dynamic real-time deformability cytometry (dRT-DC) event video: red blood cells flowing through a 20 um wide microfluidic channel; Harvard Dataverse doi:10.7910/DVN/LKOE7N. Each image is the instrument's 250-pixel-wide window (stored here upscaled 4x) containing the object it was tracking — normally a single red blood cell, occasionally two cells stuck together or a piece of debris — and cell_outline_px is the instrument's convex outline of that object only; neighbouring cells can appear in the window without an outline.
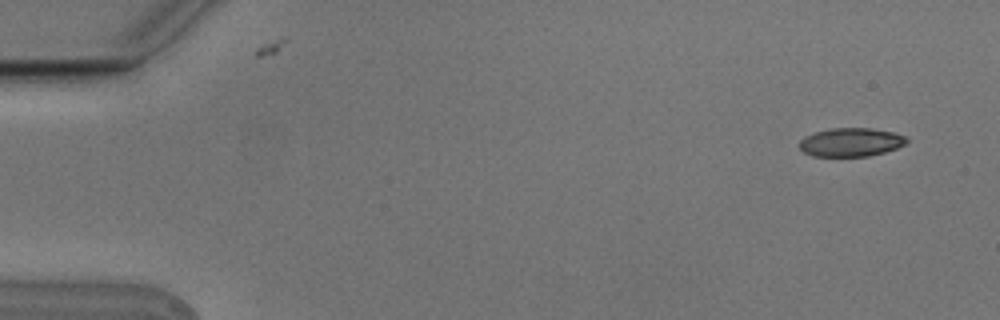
{"species": "Egyptian fruit bat (a non-hibernating species)", "species_latin": "Rousettus aegyptiacus", "temperature_condition": "cold", "stored_images_in_passage": 6, "camera_frame_rate_fps": 3000, "um_per_image_px": 0.085, "animal": {"sex": "male"}, "frame": {"image": 1, "passage_image": 1, "time_ms": 0.0, "image_size_px": [1000, 320], "cell_outline_px": [[908, 140], [904, 144], [896, 148], [884, 152], [868, 156], [812, 156], [804, 152], [800, 148], [800, 140], [804, 136], [816, 132], [832, 128], [872, 128], [892, 132], [904, 136]], "centroid_in_image_um": [72.3, 12.09], "position_along_channel_um": 12.7, "area_um2": 17.69}}
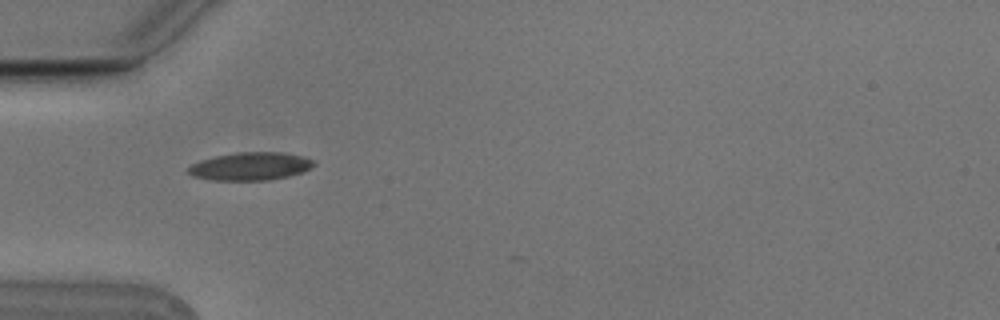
{"frame": {"image": 2, "passage_image": 5, "time_ms": 1.333, "image_size_px": [1000, 320], "cell_outline_px": [[316, 164], [304, 172], [288, 176], [268, 180], [212, 180], [196, 176], [188, 172], [188, 168], [192, 164], [200, 160], [216, 156], [236, 152], [284, 152], [304, 156], [316, 160]], "centroid_in_image_um": [21.36, 14.12], "position_along_channel_um": 63.6, "area_um2": 20.52}}